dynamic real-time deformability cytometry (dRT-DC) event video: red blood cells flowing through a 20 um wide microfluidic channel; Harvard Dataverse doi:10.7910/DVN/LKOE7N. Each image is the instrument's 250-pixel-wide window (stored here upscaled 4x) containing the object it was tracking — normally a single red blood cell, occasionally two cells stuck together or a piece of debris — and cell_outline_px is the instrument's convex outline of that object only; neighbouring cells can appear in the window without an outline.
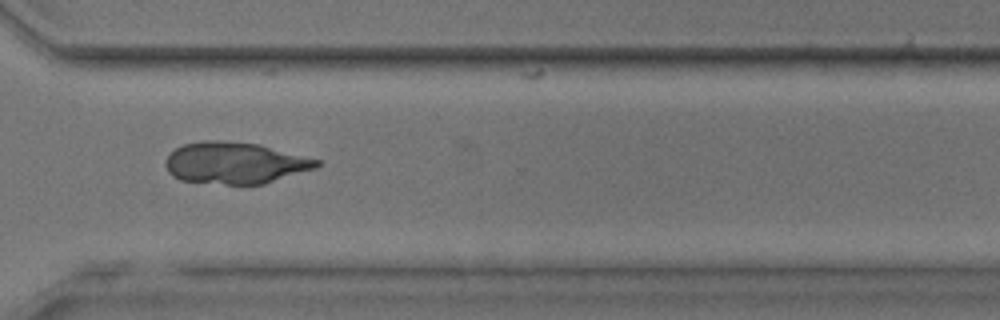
{"species": "common noctule bat (a hibernating species)", "species_latin": "Nyctalus noctula", "temperature_condition": "room temperature", "stored_images_in_passage": 43, "camera_frame_rate_fps": 3000, "um_per_image_px": 0.085, "animal": {"sex": "male", "body_mass_g": 17.9, "forearm_length_mm": 54.2}, "frame": {"image": 1, "passage_image": 32, "time_ms": 10.333, "image_size_px": [1000, 320], "cell_outline_px": [[320, 164], [316, 168], [264, 184], [224, 184], [180, 180], [172, 176], [168, 172], [164, 164], [168, 156], [176, 148], [184, 144], [204, 140], [220, 140], [260, 144], [320, 160]], "centroid_in_image_um": [19.97, 13.85], "position_along_channel_um": 350.6, "area_um2": 36.65}}
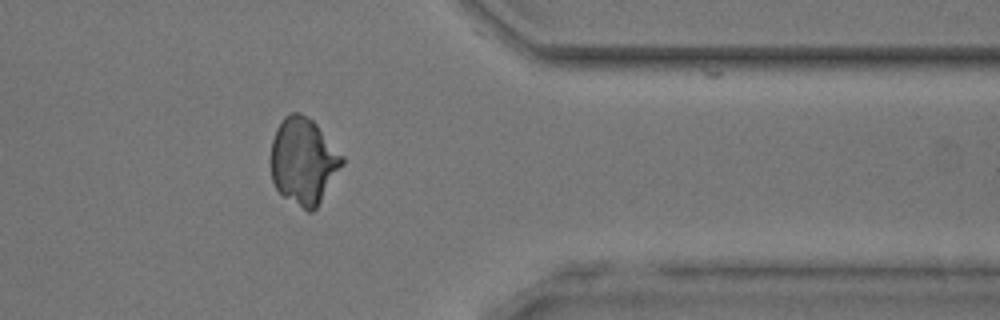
{"frame": {"image": 2, "passage_image": 35, "time_ms": 11.333, "image_size_px": [1000, 320], "cell_outline_px": [[344, 164], [316, 208], [312, 212], [308, 212], [284, 196], [276, 188], [272, 180], [272, 140], [276, 128], [284, 116], [292, 112], [300, 112], [312, 120], [316, 124], [344, 156]], "centroid_in_image_um": [25.81, 13.68], "position_along_channel_um": 385.6, "area_um2": 35.72}}
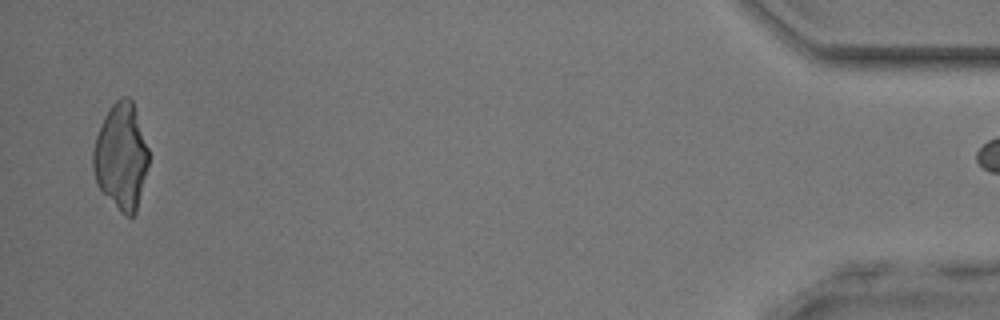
{"frame": {"image": 3, "passage_image": 42, "time_ms": 13.667, "image_size_px": [1000, 320], "cell_outline_px": [[148, 164], [136, 212], [132, 216], [124, 216], [120, 212], [100, 188], [96, 180], [92, 168], [92, 152], [96, 136], [104, 116], [112, 104], [120, 96], [128, 96], [132, 100], [148, 148]], "centroid_in_image_um": [10.28, 13.28], "position_along_channel_um": 424.9, "area_um2": 34.1}}